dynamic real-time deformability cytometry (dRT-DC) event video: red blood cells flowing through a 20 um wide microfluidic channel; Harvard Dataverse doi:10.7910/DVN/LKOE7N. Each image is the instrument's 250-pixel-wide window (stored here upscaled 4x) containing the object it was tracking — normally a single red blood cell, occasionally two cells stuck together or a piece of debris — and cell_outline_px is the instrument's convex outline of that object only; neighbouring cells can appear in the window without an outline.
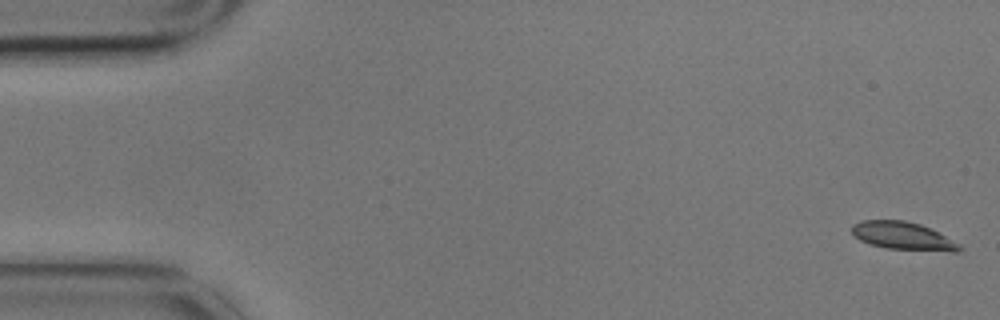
{"species": "common noctule bat (a hibernating species)", "species_latin": "Nyctalus noctula", "temperature_condition": "cold", "stored_images_in_passage": 7, "camera_frame_rate_fps": 3000, "um_per_image_px": 0.085, "animal": {"sex": "male", "body_mass_g": 17.9}, "frame": {"image": 1, "passage_image": 1, "time_ms": 0.0, "image_size_px": [1000, 320], "cell_outline_px": [[964, 248], [960, 252], [952, 252], [888, 248], [872, 244], [860, 240], [852, 232], [852, 224], [860, 220], [904, 220], [920, 224], [960, 244]], "centroid_in_image_um": [76.77, 20.05], "position_along_channel_um": 8.2, "area_um2": 17.28}}
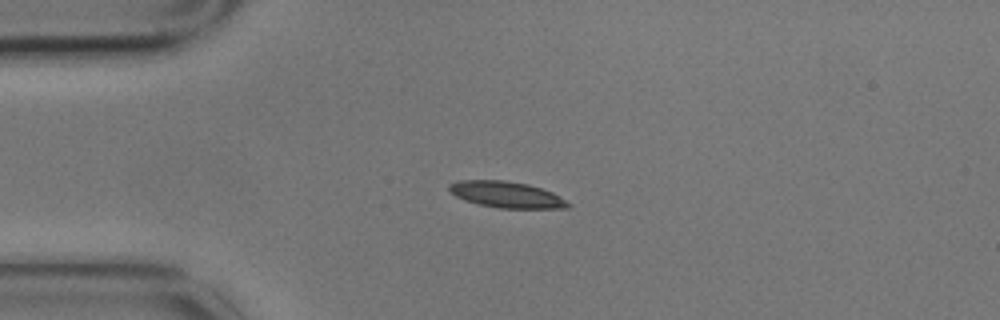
{"frame": {"image": 2, "passage_image": 5, "time_ms": 1.333, "image_size_px": [1000, 320], "cell_outline_px": [[572, 204], [568, 208], [496, 208], [464, 200], [456, 196], [448, 188], [448, 184], [460, 180], [504, 180], [528, 184], [552, 192]], "centroid_in_image_um": [43.05, 16.54], "position_along_channel_um": 41.9, "area_um2": 18.09}}